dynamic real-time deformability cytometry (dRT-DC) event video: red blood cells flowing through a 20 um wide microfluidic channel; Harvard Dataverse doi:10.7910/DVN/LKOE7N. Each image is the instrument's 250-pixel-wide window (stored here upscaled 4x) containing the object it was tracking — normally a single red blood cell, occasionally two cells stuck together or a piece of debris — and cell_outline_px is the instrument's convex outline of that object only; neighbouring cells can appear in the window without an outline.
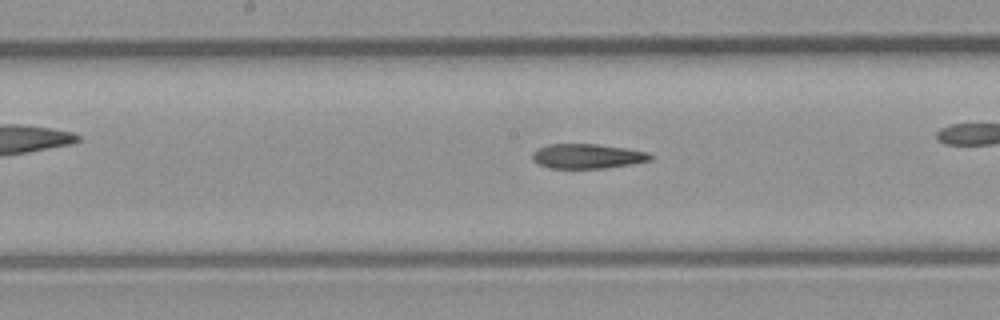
{"species": "common noctule bat (a hibernating species)", "species_latin": "Nyctalus noctula", "temperature_condition": "room temperature", "stored_images_in_passage": 41, "camera_frame_rate_fps": 3000, "um_per_image_px": 0.085, "animal": {"sex": "male", "body_mass_g": 23.1, "forearm_length_mm": 52.7}, "frame": {"image": 1, "passage_image": 24, "time_ms": 7.667, "image_size_px": [1000, 320], "cell_outline_px": [[652, 160], [632, 164], [604, 168], [548, 168], [536, 164], [532, 160], [532, 152], [548, 144], [596, 144], [628, 148], [648, 152], [652, 156]], "centroid_in_image_um": [49.91, 13.28], "position_along_channel_um": 198.3, "area_um2": 17.11}, "authors_computed_cell_mechanics": {"area_um2": 18.2648, "velocity_mm_per_s": 4.3531, "shape_relaxation_time_tau1_ms": null, "shape_relaxation_time_tau2_ms": 4.9911, "deformation_change_tau1": null, "deformation_change_tau2": 0.1443}}